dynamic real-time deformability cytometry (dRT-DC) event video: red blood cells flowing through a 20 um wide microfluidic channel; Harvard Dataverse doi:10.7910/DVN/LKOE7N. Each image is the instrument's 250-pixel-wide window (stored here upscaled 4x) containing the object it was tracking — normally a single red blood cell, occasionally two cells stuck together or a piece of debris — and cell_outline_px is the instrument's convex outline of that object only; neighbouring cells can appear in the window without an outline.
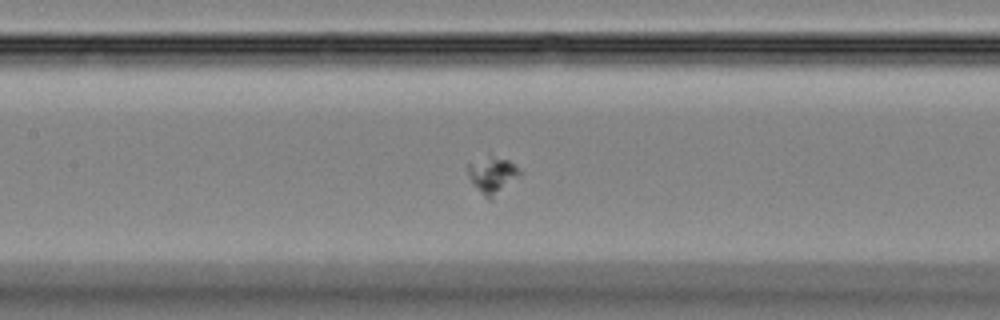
{"species": "Egyptian fruit bat (a non-hibernating species)", "species_latin": "Rousettus aegyptiacus", "temperature_condition": "room temperature", "stored_images_in_passage": 47, "camera_frame_rate_fps": 3000, "um_per_image_px": 0.085, "animal": {"sex": "female"}, "frame": {"image": 1, "passage_image": 23, "time_ms": 7.333, "image_size_px": [1000, 320], "cell_outline_px": [[524, 172], [492, 200], [488, 200], [484, 196], [472, 180], [468, 172], [468, 164], [488, 152], [508, 160]], "centroid_in_image_um": [41.89, 14.82], "position_along_channel_um": 165.5, "area_um2": 11.33}}
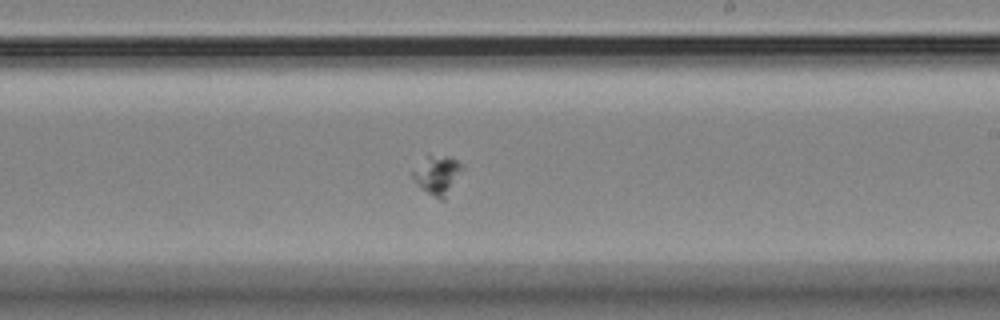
{"frame": {"image": 2, "passage_image": 29, "time_ms": 9.333, "image_size_px": [1000, 320], "cell_outline_px": [[464, 168], [444, 200], [440, 200], [420, 188], [412, 176], [412, 172], [428, 152], [448, 156], [464, 164]], "centroid_in_image_um": [37.18, 14.82], "position_along_channel_um": 251.8, "area_um2": 11.44}}